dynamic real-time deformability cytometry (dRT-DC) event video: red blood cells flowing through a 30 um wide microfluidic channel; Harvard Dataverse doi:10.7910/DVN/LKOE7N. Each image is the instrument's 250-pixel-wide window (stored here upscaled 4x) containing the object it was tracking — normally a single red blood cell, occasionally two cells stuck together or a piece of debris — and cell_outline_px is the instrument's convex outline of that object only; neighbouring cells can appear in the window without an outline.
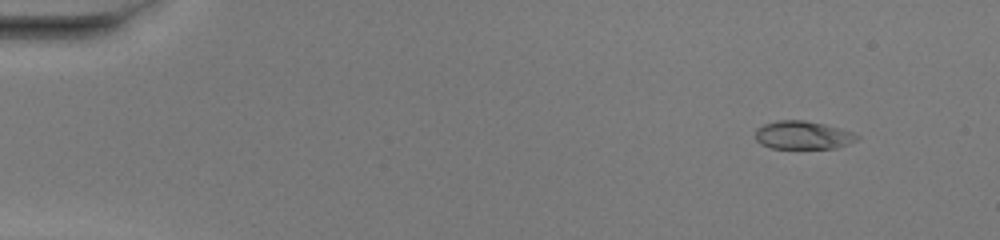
{"species": "common noctule bat (a hibernating species)", "species_latin": "Nyctalus noctula", "temperature_condition": "warm", "stored_images_in_passage": 51, "camera_frame_rate_fps": 3000, "um_per_image_px": 0.085, "animal": {"sex": "female", "body_mass_g": 20.0, "forearm_length_mm": 54.0}, "frame": {"image": 1, "passage_image": 5, "time_ms": 1.333, "image_size_px": [1000, 240], "cell_outline_px": [[860, 136], [856, 140], [848, 144], [836, 148], [772, 148], [760, 144], [756, 140], [756, 128], [764, 124], [776, 120], [804, 120], [824, 124], [856, 132]], "centroid_in_image_um": [68.26, 11.48], "position_along_channel_um": 16.7, "area_um2": 16.82}}
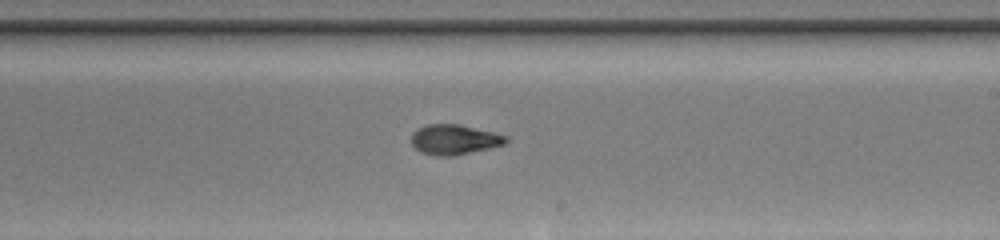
{"frame": {"image": 2, "passage_image": 31, "time_ms": 10.0, "image_size_px": [1000, 240], "cell_outline_px": [[508, 140], [504, 144], [488, 148], [452, 156], [436, 156], [420, 152], [412, 144], [412, 132], [416, 128], [428, 124], [460, 124], [508, 136]], "centroid_in_image_um": [38.58, 11.85], "position_along_channel_um": 250.4, "area_um2": 16.47}}
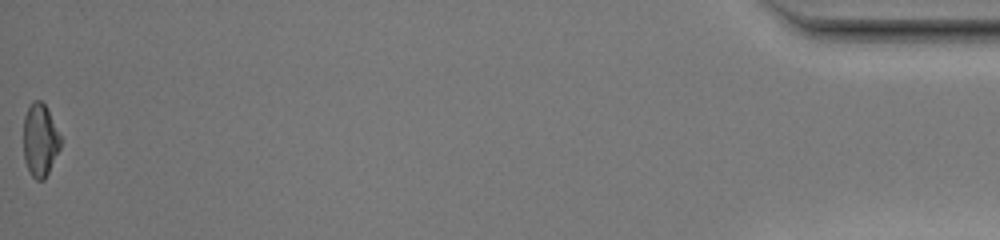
{"frame": {"image": 3, "passage_image": 51, "time_ms": 16.667, "image_size_px": [1000, 240], "cell_outline_px": [[60, 148], [44, 180], [36, 180], [32, 176], [24, 160], [24, 116], [32, 100], [40, 100], [44, 104], [60, 136]], "centroid_in_image_um": [3.38, 11.92], "position_along_channel_um": 431.8, "area_um2": 15.37}, "authors_computed_cell_mechanics": {"area_um2": 16.6464, "velocity_mm_per_s": 4.1313, "shape_relaxation_time_tau1_ms": 6.1031, "shape_relaxation_time_tau2_ms": 1.2031, "deformation_change_tau1": 0.2153, "deformation_change_tau2": 0.0622}}